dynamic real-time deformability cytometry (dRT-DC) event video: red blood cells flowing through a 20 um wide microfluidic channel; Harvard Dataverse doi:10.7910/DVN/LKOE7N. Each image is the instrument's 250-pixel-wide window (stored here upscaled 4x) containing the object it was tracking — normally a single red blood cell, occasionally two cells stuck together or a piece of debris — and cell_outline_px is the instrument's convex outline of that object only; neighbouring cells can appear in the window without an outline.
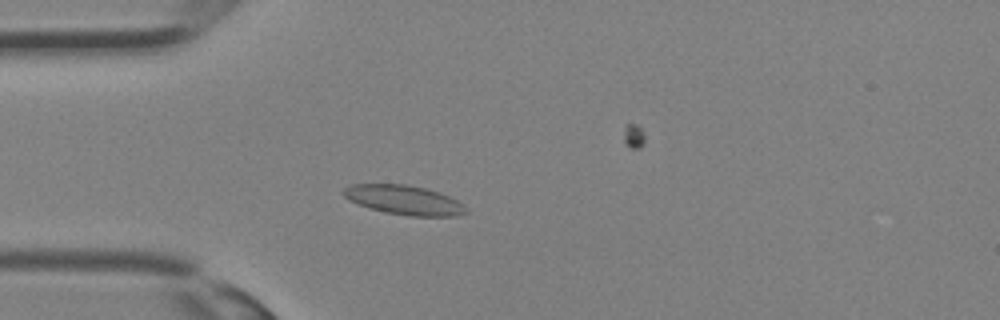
{"species": "Egyptian fruit bat (a non-hibernating species)", "species_latin": "Rousettus aegyptiacus", "temperature_condition": "room temperature", "stored_images_in_passage": 15, "camera_frame_rate_fps": 3000, "um_per_image_px": 0.085, "animal": {"sex": "female"}, "frame": {"image": 1, "passage_image": 7, "time_ms": 2.0, "image_size_px": [1000, 320], "cell_outline_px": [[468, 212], [456, 216], [408, 216], [384, 212], [348, 200], [340, 192], [344, 188], [352, 184], [408, 184], [440, 192], [464, 204], [468, 208]], "centroid_in_image_um": [34.36, 17.0], "position_along_channel_um": 50.6, "area_um2": 21.04}}
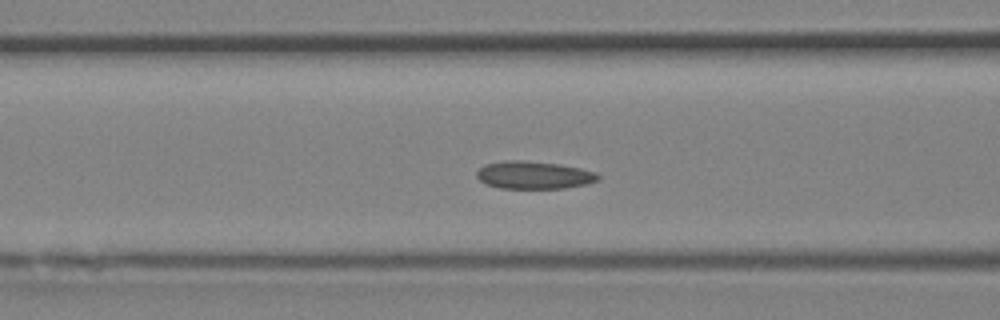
{"frame": {"image": 2, "passage_image": 11, "time_ms": 3.333, "image_size_px": [1000, 320], "cell_outline_px": [[600, 180], [588, 184], [564, 188], [500, 188], [484, 184], [476, 176], [476, 172], [484, 164], [504, 160], [524, 160], [560, 164], [580, 168], [596, 172], [600, 176]], "centroid_in_image_um": [45.38, 14.88], "position_along_channel_um": 121.2, "area_um2": 19.83}}
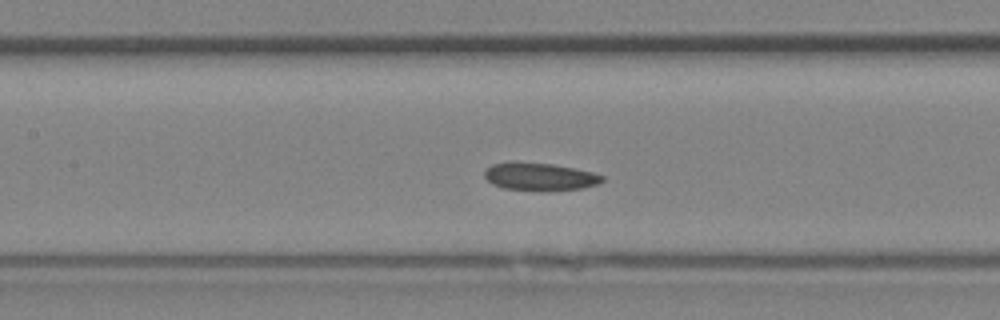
{"frame": {"image": 3, "passage_image": 13, "time_ms": 4.0, "image_size_px": [1000, 320], "cell_outline_px": [[604, 180], [596, 184], [584, 188], [544, 192], [504, 188], [492, 184], [484, 176], [484, 172], [492, 164], [512, 160], [516, 160], [552, 164], [592, 172], [604, 176]], "centroid_in_image_um": [45.85, 15.01], "position_along_channel_um": 161.6, "area_um2": 19.48}}